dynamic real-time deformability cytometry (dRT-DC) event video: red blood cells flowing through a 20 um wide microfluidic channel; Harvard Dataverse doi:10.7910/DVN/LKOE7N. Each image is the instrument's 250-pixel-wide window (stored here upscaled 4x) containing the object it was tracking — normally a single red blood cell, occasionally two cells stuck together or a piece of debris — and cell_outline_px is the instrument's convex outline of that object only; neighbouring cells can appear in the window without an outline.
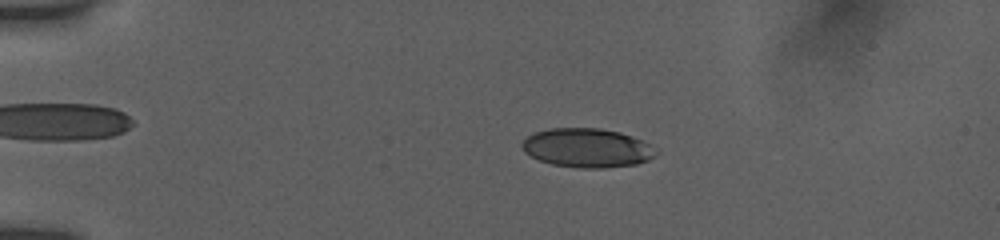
{"species": "human", "species_latin": "Homo sapiens", "temperature_condition": "room temperature", "stored_images_in_passage": 67, "camera_frame_rate_fps": 3000, "um_per_image_px": 0.085, "donor": {"sex": "female"}, "frame": {"image": 1, "passage_image": 17, "time_ms": 3.667, "image_size_px": [1000, 240], "cell_outline_px": [[660, 152], [648, 160], [636, 164], [604, 168], [580, 168], [552, 164], [540, 160], [524, 152], [520, 144], [532, 132], [548, 128], [600, 128], [620, 132], [632, 136], [652, 144], [660, 148]], "centroid_in_image_um": [49.95, 12.56], "position_along_channel_um": 35.1, "area_um2": 30.87}}
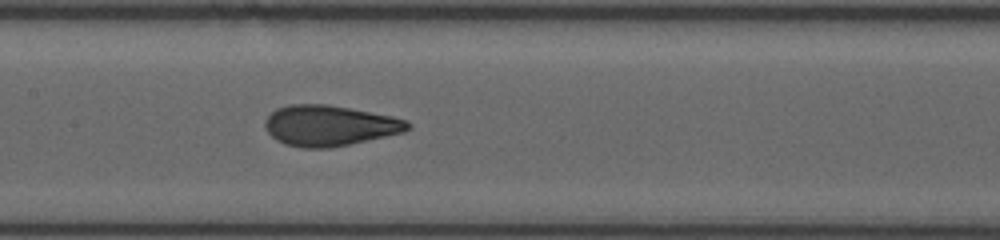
{"frame": {"image": 2, "passage_image": 37, "time_ms": 9.0, "image_size_px": [1000, 240], "cell_outline_px": [[412, 128], [404, 132], [348, 144], [328, 148], [304, 148], [284, 144], [276, 140], [264, 128], [264, 120], [276, 108], [292, 104], [328, 104], [392, 116], [408, 120], [412, 124]], "centroid_in_image_um": [28.0, 10.67], "position_along_channel_um": 179.4, "area_um2": 33.81}}
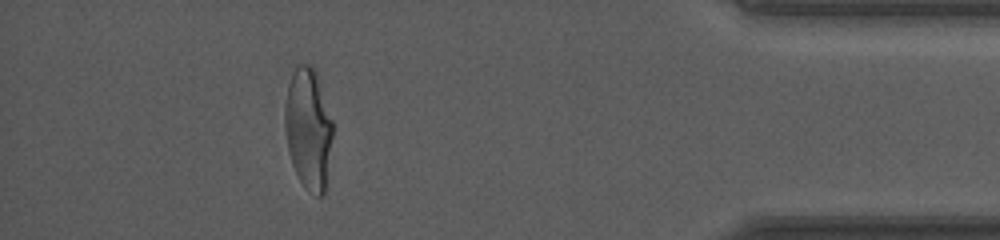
{"frame": {"image": 3, "passage_image": 61, "time_ms": 16.0, "image_size_px": [1000, 240], "cell_outline_px": [[336, 128], [328, 188], [320, 196], [316, 196], [308, 192], [304, 188], [292, 164], [288, 148], [284, 116], [284, 108], [288, 84], [292, 72], [300, 64], [312, 64], [316, 68], [336, 124]], "centroid_in_image_um": [26.31, 10.96], "position_along_channel_um": 408.9, "area_um2": 35.89}, "authors_computed_cell_mechanics": {"area_um2": 32.5992, "velocity_mm_per_s": 3.8739, "shape_relaxation_time_tau1_ms": 3.9879, "shape_relaxation_time_tau2_ms": 0.6996, "deformation_change_tau1": 0.1964, "deformation_change_tau2": 0.0757}}